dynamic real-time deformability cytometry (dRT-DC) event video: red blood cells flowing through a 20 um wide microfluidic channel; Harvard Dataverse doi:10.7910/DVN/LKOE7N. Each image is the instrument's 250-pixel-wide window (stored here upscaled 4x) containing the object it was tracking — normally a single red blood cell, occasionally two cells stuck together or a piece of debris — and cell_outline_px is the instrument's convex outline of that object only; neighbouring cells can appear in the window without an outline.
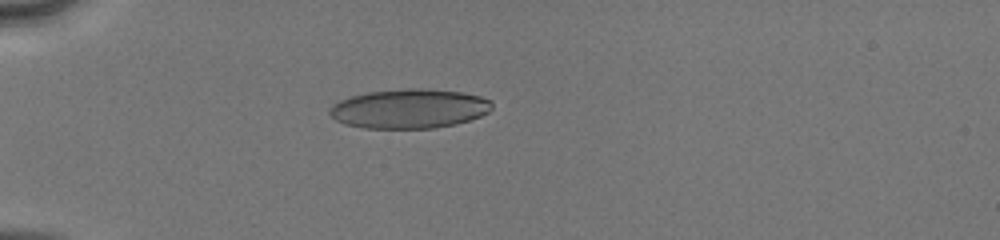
{"species": "human", "species_latin": "Homo sapiens", "temperature_condition": "cold", "stored_images_in_passage": 51, "camera_frame_rate_fps": 3000, "um_per_image_px": 0.085, "donor": {"sex": "male"}, "frame": {"image": 1, "passage_image": 16, "time_ms": 5.0, "image_size_px": [1000, 240], "cell_outline_px": [[492, 108], [488, 112], [480, 116], [456, 124], [436, 128], [364, 128], [344, 124], [336, 120], [328, 112], [328, 108], [332, 104], [340, 100], [352, 96], [368, 92], [408, 88], [424, 88], [464, 92], [480, 96], [492, 100]], "centroid_in_image_um": [34.79, 9.23], "position_along_channel_um": 50.2, "area_um2": 37.45}}
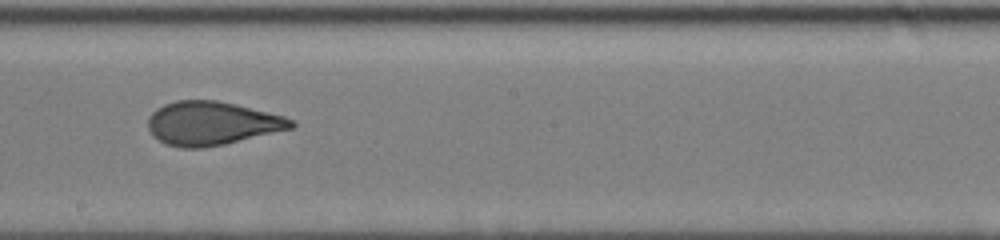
{"frame": {"image": 2, "passage_image": 31, "time_ms": 10.0, "image_size_px": [1000, 240], "cell_outline_px": [[296, 124], [292, 128], [224, 144], [204, 148], [180, 148], [164, 144], [152, 136], [148, 128], [148, 116], [156, 108], [164, 104], [176, 100], [216, 100], [236, 104], [284, 116], [292, 120]], "centroid_in_image_um": [17.95, 10.48], "position_along_channel_um": 230.3, "area_um2": 36.47}}
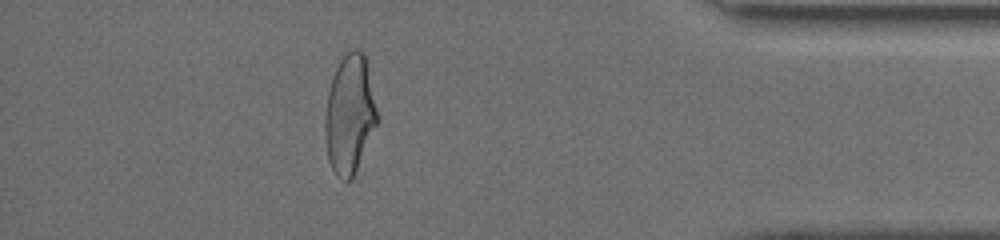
{"frame": {"image": 3, "passage_image": 46, "time_ms": 15.0, "image_size_px": [1000, 240], "cell_outline_px": [[380, 116], [352, 180], [344, 180], [336, 176], [328, 160], [324, 136], [324, 124], [328, 92], [332, 76], [340, 60], [352, 48], [356, 48], [364, 52]], "centroid_in_image_um": [29.73, 9.72], "position_along_channel_um": 405.5, "area_um2": 36.47}, "authors_computed_cell_mechanics": {"area_um2": 36.5874, "velocity_mm_per_s": 4.1402, "shape_relaxation_time_tau1_ms": 5.1971, "shape_relaxation_time_tau2_ms": 0.7312, "deformation_change_tau1": 0.1977, "deformation_change_tau2": 0.0709}}